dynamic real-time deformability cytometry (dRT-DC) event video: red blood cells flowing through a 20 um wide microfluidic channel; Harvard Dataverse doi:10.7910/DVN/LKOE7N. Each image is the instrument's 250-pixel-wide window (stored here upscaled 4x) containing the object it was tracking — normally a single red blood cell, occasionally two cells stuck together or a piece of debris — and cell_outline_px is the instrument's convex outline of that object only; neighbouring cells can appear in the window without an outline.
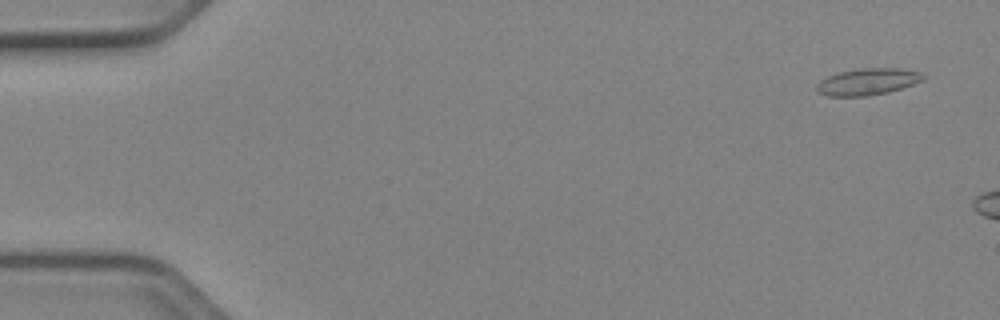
{"species": "Egyptian fruit bat (a non-hibernating species)", "species_latin": "Rousettus aegyptiacus", "temperature_condition": "cold", "stored_images_in_passage": 7, "camera_frame_rate_fps": 3000, "um_per_image_px": 0.085, "animal": {"sex": "female"}, "frame": {"image": 1, "passage_image": 2, "time_ms": 0.333, "image_size_px": [1000, 320], "cell_outline_px": [[928, 76], [924, 80], [888, 92], [868, 96], [828, 96], [816, 92], [816, 84], [820, 80], [828, 76], [840, 72], [860, 68], [900, 68], [920, 72]], "centroid_in_image_um": [73.75, 6.94], "position_along_channel_um": 11.3, "area_um2": 16.65}}